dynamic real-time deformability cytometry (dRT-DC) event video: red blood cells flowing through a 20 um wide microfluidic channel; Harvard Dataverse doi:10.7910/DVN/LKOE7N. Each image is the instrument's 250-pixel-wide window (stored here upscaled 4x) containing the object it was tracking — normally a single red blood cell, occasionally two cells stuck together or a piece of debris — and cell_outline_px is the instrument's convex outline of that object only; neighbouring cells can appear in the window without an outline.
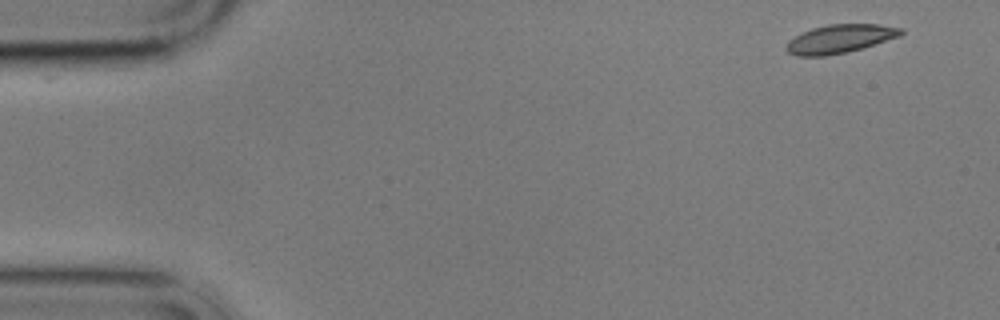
{"species": "common noctule bat (a hibernating species)", "species_latin": "Nyctalus noctula", "temperature_condition": "cold", "stored_images_in_passage": 5, "camera_frame_rate_fps": 3000, "um_per_image_px": 0.085, "animal": {"sex": "male", "body_mass_g": 17.9}, "frame": {"image": 1, "passage_image": 1, "time_ms": 0.0, "image_size_px": [1000, 320], "cell_outline_px": [[904, 32], [900, 36], [848, 52], [824, 56], [796, 56], [788, 52], [784, 48], [788, 40], [812, 28], [828, 24], [880, 24], [904, 28]], "centroid_in_image_um": [71.39, 3.3], "position_along_channel_um": 13.6, "area_um2": 19.07}}
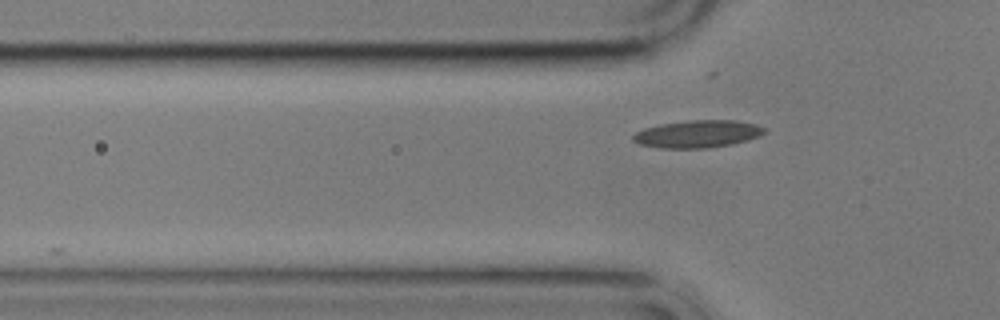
{"frame": {"image": 2, "passage_image": 5, "time_ms": 4.667, "image_size_px": [1000, 320], "cell_outline_px": [[764, 132], [756, 136], [732, 144], [708, 148], [660, 148], [640, 144], [632, 140], [632, 136], [636, 132], [644, 128], [660, 124], [688, 120], [736, 120], [756, 124], [764, 128]], "centroid_in_image_um": [59.24, 11.38], "position_along_channel_um": 66.6, "area_um2": 20.81}}